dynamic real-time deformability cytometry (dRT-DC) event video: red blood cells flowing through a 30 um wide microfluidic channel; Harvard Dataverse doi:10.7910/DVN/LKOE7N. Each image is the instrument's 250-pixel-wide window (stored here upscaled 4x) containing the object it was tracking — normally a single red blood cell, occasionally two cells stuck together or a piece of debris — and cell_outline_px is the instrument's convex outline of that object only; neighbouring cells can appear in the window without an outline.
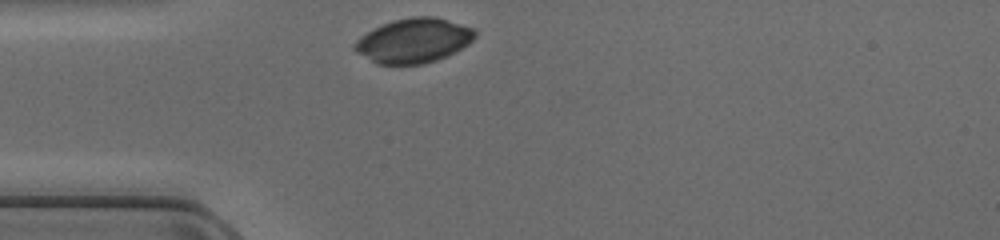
{"species": "common noctule bat (a hibernating species)", "species_latin": "Nyctalus noctula", "temperature_condition": "cold", "stored_images_in_passage": 26, "camera_frame_rate_fps": 3000, "um_per_image_px": 0.085, "animal": {"sex": "female", "body_mass_g": 17.0, "forearm_length_mm": 48.0}, "frame": {"image": 1, "passage_image": 1, "time_ms": 0.0, "image_size_px": [1000, 240], "cell_outline_px": [[476, 36], [468, 44], [436, 60], [424, 64], [376, 64], [356, 52], [352, 48], [352, 44], [360, 36], [372, 28], [392, 20], [412, 16], [436, 16], [476, 28]], "centroid_in_image_um": [35.13, 3.43], "position_along_channel_um": 49.9, "area_um2": 31.44}}
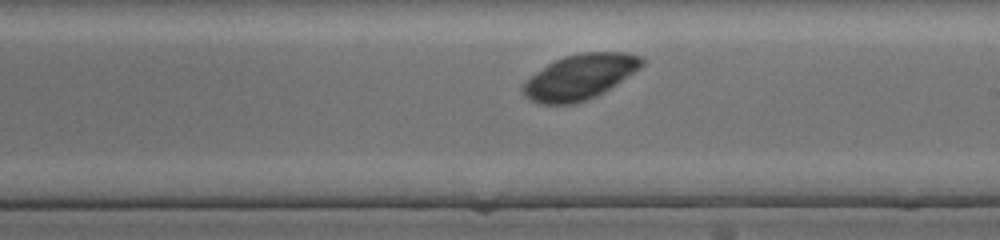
{"frame": {"image": 2, "passage_image": 15, "time_ms": 4.667, "image_size_px": [1000, 240], "cell_outline_px": [[644, 64], [640, 68], [604, 92], [596, 96], [572, 104], [540, 104], [532, 100], [520, 88], [520, 84], [524, 80], [548, 64], [564, 56], [580, 52], [624, 52], [640, 56], [644, 60]], "centroid_in_image_um": [49.28, 6.52], "position_along_channel_um": 239.7, "area_um2": 31.1}}
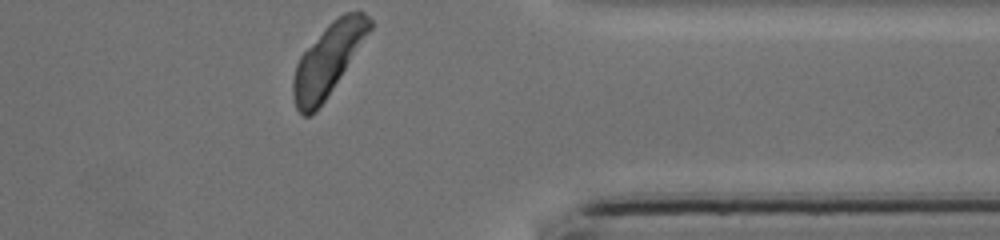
{"frame": {"image": 3, "passage_image": 26, "time_ms": 8.333, "image_size_px": [1000, 240], "cell_outline_px": [[372, 28], [316, 112], [312, 116], [304, 116], [296, 108], [292, 96], [292, 80], [296, 64], [300, 56], [324, 28], [332, 20], [344, 12], [364, 12], [372, 20]], "centroid_in_image_um": [27.85, 5.09], "position_along_channel_um": 383.6, "area_um2": 31.21}}